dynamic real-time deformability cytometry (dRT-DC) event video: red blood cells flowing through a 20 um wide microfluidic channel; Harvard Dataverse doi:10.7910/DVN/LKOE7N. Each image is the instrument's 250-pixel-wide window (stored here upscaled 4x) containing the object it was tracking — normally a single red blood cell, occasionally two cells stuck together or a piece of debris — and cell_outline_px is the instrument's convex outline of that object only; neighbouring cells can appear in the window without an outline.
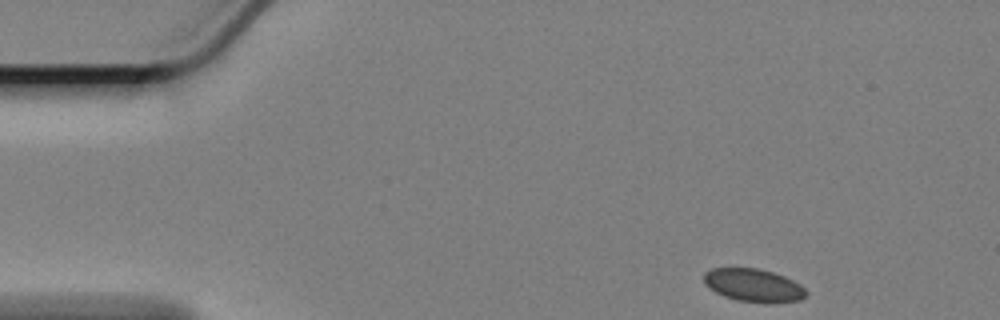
{"species": "Egyptian fruit bat (a non-hibernating species)", "species_latin": "Rousettus aegyptiacus", "temperature_condition": "cold", "stored_images_in_passage": 53, "camera_frame_rate_fps": 3000, "um_per_image_px": 0.085, "animal": {"sex": "female"}, "frame": {"image": 1, "passage_image": 1, "time_ms": 0.0, "image_size_px": [1000, 320], "cell_outline_px": [[808, 292], [800, 300], [736, 300], [724, 296], [708, 288], [704, 284], [704, 272], [712, 268], [756, 268], [772, 272], [784, 276], [800, 284]], "centroid_in_image_um": [63.97, 24.19], "position_along_channel_um": 21.0, "area_um2": 18.9}}
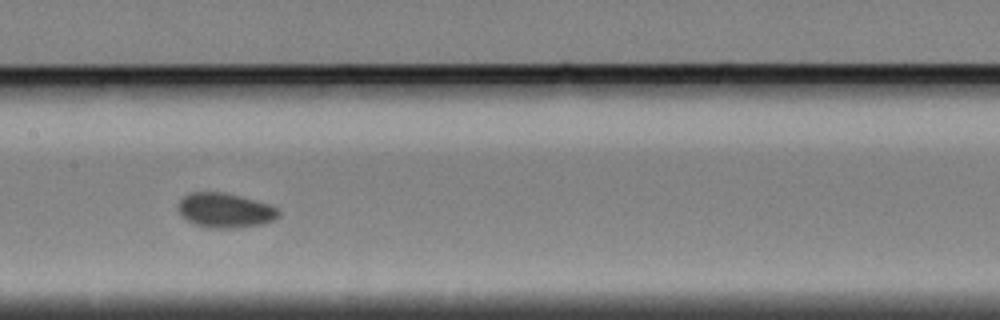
{"frame": {"image": 2, "passage_image": 23, "time_ms": 7.333, "image_size_px": [1000, 320], "cell_outline_px": [[280, 216], [272, 220], [260, 224], [232, 228], [208, 228], [196, 224], [180, 216], [176, 208], [176, 204], [184, 196], [192, 192], [224, 192], [240, 196], [268, 204], [280, 208]], "centroid_in_image_um": [19.1, 17.87], "position_along_channel_um": 188.3, "area_um2": 20.35}}
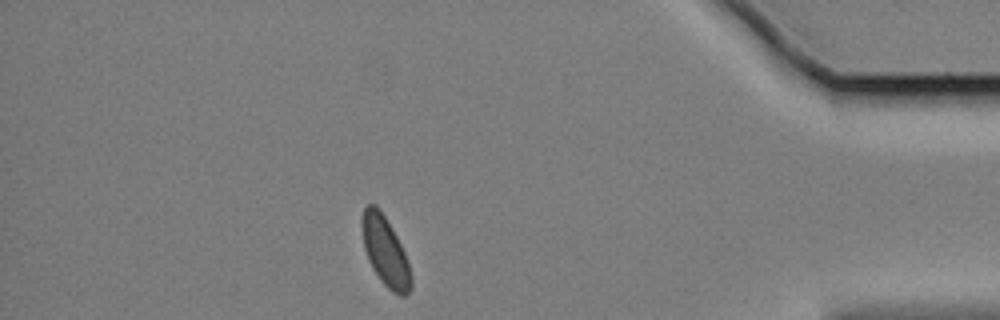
{"frame": {"image": 3, "passage_image": 46, "time_ms": 15.0, "image_size_px": [1000, 320], "cell_outline_px": [[412, 288], [404, 296], [400, 296], [392, 292], [380, 280], [372, 268], [368, 260], [364, 248], [364, 208], [368, 204], [376, 204], [392, 228], [404, 252], [412, 276]], "centroid_in_image_um": [32.79, 21.44], "position_along_channel_um": 402.4, "area_um2": 19.25}, "authors_computed_cell_mechanics": {"area_um2": 19.8254, "velocity_mm_per_s": 3.3386, "shape_relaxation_time_tau1_ms": null, "shape_relaxation_time_tau2_ms": 5.6485, "deformation_change_tau1": null, "deformation_change_tau2": 0.0571}}